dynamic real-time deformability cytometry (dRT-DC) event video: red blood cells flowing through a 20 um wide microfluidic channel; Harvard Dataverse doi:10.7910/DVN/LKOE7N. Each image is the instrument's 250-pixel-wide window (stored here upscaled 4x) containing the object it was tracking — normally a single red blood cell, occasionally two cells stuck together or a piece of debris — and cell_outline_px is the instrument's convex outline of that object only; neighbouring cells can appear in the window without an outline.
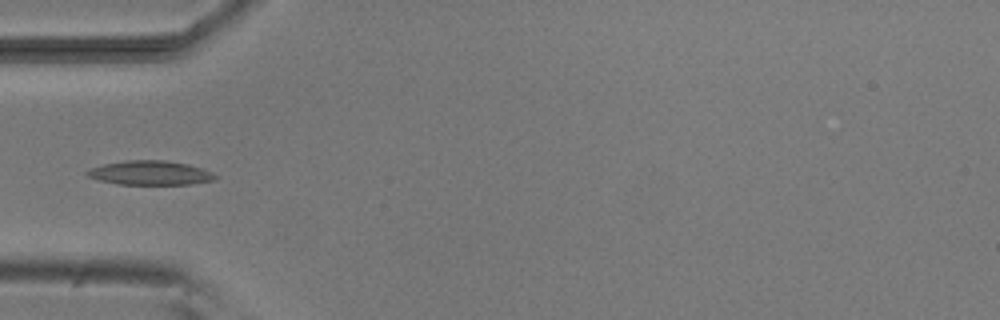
{"species": "common noctule bat (a hibernating species)", "species_latin": "Nyctalus noctula", "temperature_condition": "room temperature", "stored_images_in_passage": 5, "camera_frame_rate_fps": 3000, "um_per_image_px": 0.085, "animal": {"sex": "male", "body_mass_g": 20.5, "forearm_length_mm": 52.5}, "frame": {"image": 1, "passage_image": 4, "time_ms": 3.667, "image_size_px": [1000, 320], "cell_outline_px": [[216, 176], [212, 180], [192, 184], [116, 184], [100, 180], [88, 176], [84, 172], [92, 168], [104, 164], [128, 160], [164, 160], [188, 164], [204, 168], [212, 172]], "centroid_in_image_um": [12.77, 14.69], "position_along_channel_um": 72.2, "area_um2": 17.92}}
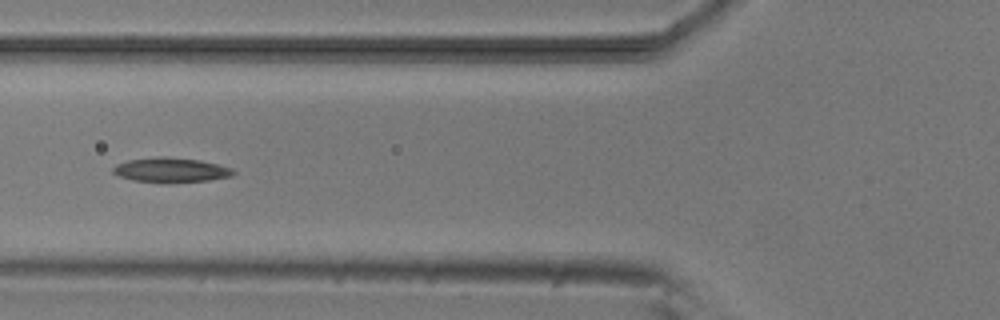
{"frame": {"image": 2, "passage_image": 5, "time_ms": 4.667, "image_size_px": [1000, 320], "cell_outline_px": [[236, 172], [232, 176], [208, 180], [168, 184], [132, 180], [120, 176], [112, 172], [112, 168], [116, 164], [128, 160], [160, 156], [168, 156], [200, 160], [232, 168]], "centroid_in_image_um": [14.51, 14.46], "position_along_channel_um": 111.3, "area_um2": 17.57}}